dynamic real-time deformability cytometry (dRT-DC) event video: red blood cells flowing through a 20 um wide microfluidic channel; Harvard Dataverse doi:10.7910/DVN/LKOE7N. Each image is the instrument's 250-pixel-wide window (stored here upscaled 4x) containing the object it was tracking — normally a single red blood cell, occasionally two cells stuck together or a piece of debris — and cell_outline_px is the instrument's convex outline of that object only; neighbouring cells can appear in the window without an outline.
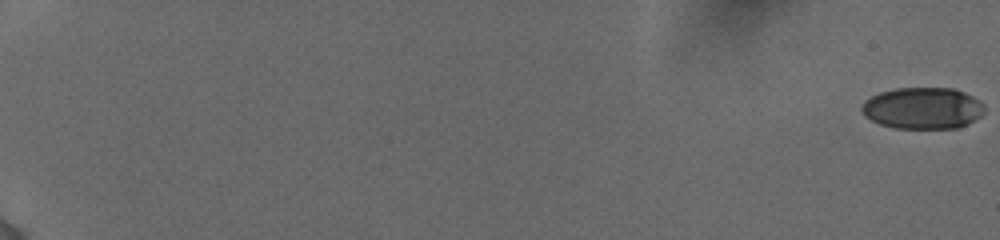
{"species": "human", "species_latin": "Homo sapiens", "temperature_condition": "cold", "stored_images_in_passage": 5, "camera_frame_rate_fps": 3000, "um_per_image_px": 0.085, "donor": {"sex": "female"}, "frame": {"image": 1, "passage_image": 1, "time_ms": 0.0, "image_size_px": [1000, 240], "cell_outline_px": [[984, 112], [980, 116], [968, 124], [960, 128], [896, 128], [880, 124], [864, 116], [860, 108], [864, 100], [880, 92], [896, 88], [952, 88], [964, 92], [980, 100], [984, 104]], "centroid_in_image_um": [78.44, 9.19], "position_along_channel_um": 6.6, "area_um2": 29.88}}